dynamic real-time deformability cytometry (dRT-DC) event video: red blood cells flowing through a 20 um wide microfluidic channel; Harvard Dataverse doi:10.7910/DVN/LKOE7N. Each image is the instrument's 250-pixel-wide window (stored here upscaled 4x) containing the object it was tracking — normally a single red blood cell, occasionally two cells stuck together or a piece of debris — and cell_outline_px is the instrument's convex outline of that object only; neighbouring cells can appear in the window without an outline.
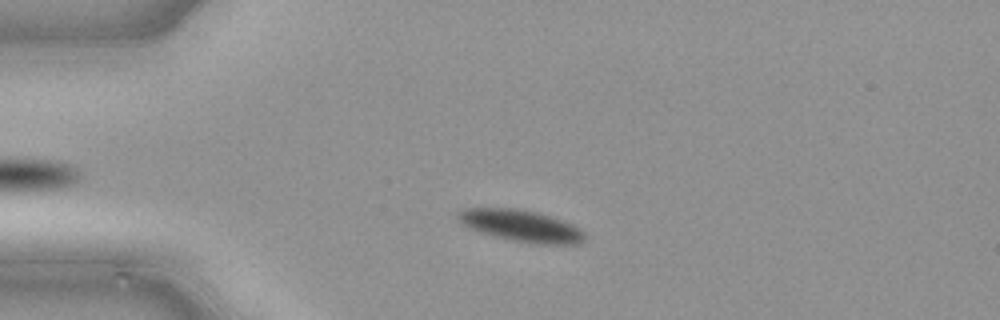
{"species": "common noctule bat (a hibernating species)", "species_latin": "Nyctalus noctula", "temperature_condition": "cold", "stored_images_in_passage": 40, "camera_frame_rate_fps": 3000, "um_per_image_px": 0.085, "animal": {"sex": "male", "body_mass_g": 21.5, "forearm_length_mm": 52.0}, "frame": {"image": 1, "passage_image": 3, "time_ms": 0.667, "image_size_px": [1000, 320], "cell_outline_px": [[588, 236], [580, 244], [536, 244], [512, 240], [480, 232], [468, 228], [460, 224], [456, 216], [456, 212], [464, 208], [516, 208], [536, 212], [572, 224], [580, 228]], "centroid_in_image_um": [44.27, 19.19], "position_along_channel_um": 40.7, "area_um2": 23.52}}
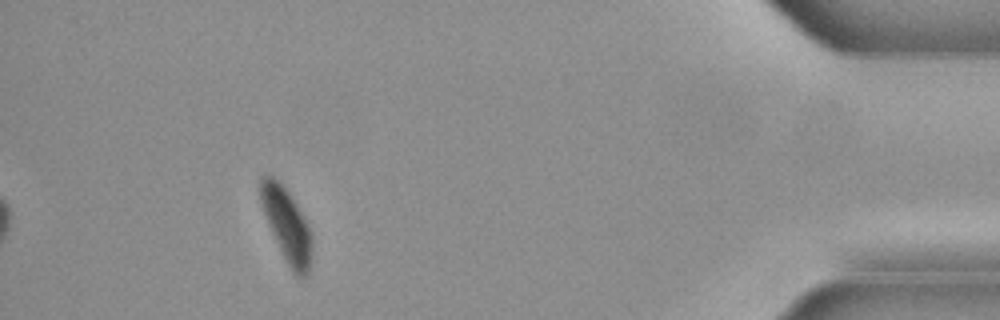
{"frame": {"image": 2, "passage_image": 36, "time_ms": 11.667, "image_size_px": [1000, 320], "cell_outline_px": [[312, 260], [308, 276], [296, 276], [292, 272], [272, 232], [264, 212], [260, 200], [260, 180], [264, 176], [272, 176], [288, 192], [296, 204], [312, 236]], "centroid_in_image_um": [24.4, 19.19], "position_along_channel_um": 410.8, "area_um2": 21.33}}